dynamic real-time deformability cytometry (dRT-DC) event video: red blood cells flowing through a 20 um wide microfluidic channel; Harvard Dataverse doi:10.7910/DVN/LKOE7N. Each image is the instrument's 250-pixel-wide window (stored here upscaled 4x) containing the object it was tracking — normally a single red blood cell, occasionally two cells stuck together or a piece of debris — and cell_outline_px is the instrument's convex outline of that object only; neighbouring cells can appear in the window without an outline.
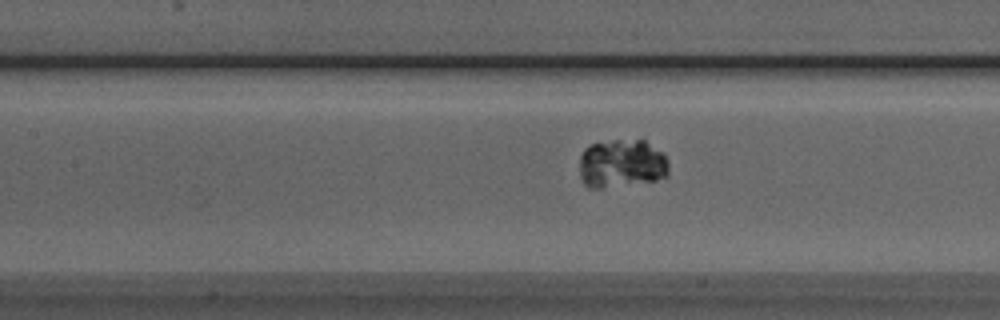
{"species": "Egyptian fruit bat (a non-hibernating species)", "species_latin": "Rousettus aegyptiacus", "temperature_condition": "room temperature", "stored_images_in_passage": 24, "camera_frame_rate_fps": 3000, "um_per_image_px": 0.085, "animal": {"sex": "male"}, "frame": {"image": 1, "passage_image": 12, "time_ms": 3.667, "image_size_px": [1000, 320], "cell_outline_px": [[668, 176], [656, 180], [600, 188], [588, 188], [584, 184], [580, 176], [580, 156], [584, 148], [592, 144], [612, 140], [644, 140], [664, 152], [668, 160]], "centroid_in_image_um": [52.85, 13.9], "position_along_channel_um": 154.5, "area_um2": 25.43}}
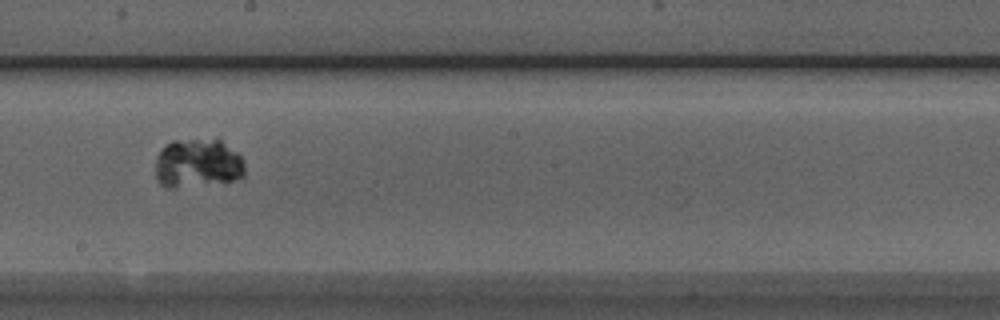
{"frame": {"image": 2, "passage_image": 18, "time_ms": 5.667, "image_size_px": [1000, 320], "cell_outline_px": [[244, 176], [232, 180], [172, 188], [168, 188], [160, 184], [156, 180], [156, 156], [172, 140], [220, 140], [236, 152], [240, 156], [244, 164]], "centroid_in_image_um": [16.77, 13.89], "position_along_channel_um": 231.4, "area_um2": 25.03}}
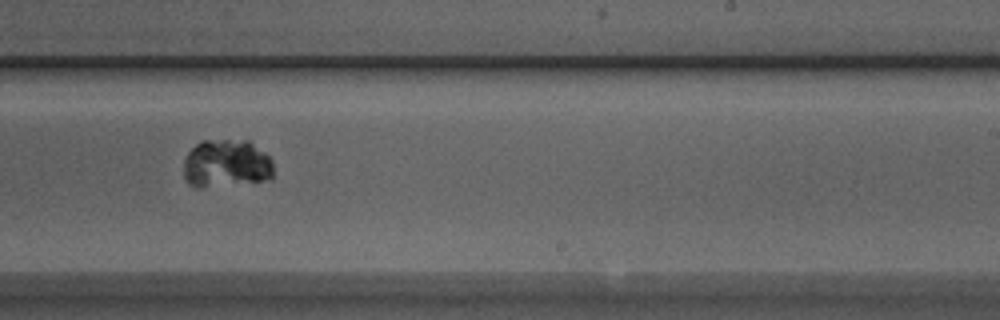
{"frame": {"image": 3, "passage_image": 21, "time_ms": 6.667, "image_size_px": [1000, 320], "cell_outline_px": [[272, 180], [200, 188], [196, 188], [188, 184], [184, 180], [184, 156], [200, 140], [248, 140], [264, 152], [272, 160]], "centroid_in_image_um": [19.2, 13.92], "position_along_channel_um": 269.8, "area_um2": 25.61}}